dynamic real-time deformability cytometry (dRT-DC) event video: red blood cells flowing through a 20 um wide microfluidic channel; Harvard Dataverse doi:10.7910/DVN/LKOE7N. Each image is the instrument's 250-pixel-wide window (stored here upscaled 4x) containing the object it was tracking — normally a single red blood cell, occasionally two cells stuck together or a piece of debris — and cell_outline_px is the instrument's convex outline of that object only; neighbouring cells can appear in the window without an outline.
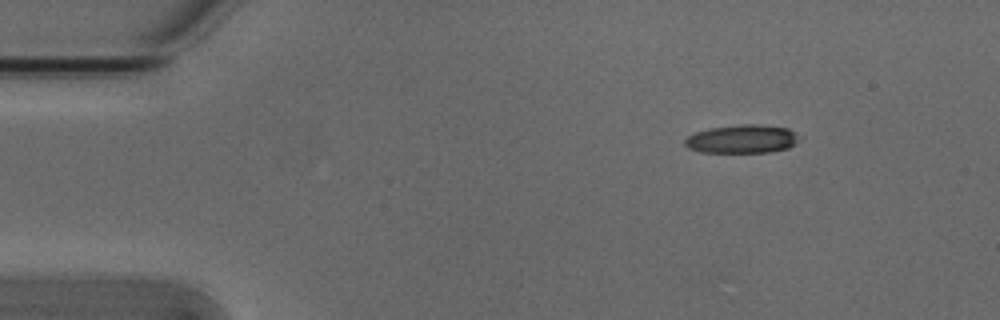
{"species": "Egyptian fruit bat (a non-hibernating species)", "species_latin": "Rousettus aegyptiacus", "temperature_condition": "cold", "stored_images_in_passage": 3, "camera_frame_rate_fps": 3000, "um_per_image_px": 0.085, "animal": {"sex": "male"}, "frame": {"image": 1, "passage_image": 1, "time_ms": 0.0, "image_size_px": [1000, 320], "cell_outline_px": [[796, 140], [788, 148], [768, 152], [700, 152], [688, 148], [684, 144], [684, 140], [688, 136], [696, 132], [712, 128], [740, 124], [756, 124], [788, 128], [796, 132]], "centroid_in_image_um": [63.03, 11.81], "position_along_channel_um": 22.0, "area_um2": 18.67}}